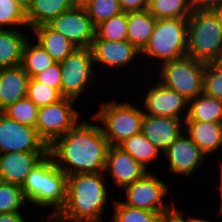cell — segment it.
Masks as SVG:
<instances>
[{
	"instance_id": "obj_1",
	"label": "cell",
	"mask_w": 222,
	"mask_h": 222,
	"mask_svg": "<svg viewBox=\"0 0 222 222\" xmlns=\"http://www.w3.org/2000/svg\"><path fill=\"white\" fill-rule=\"evenodd\" d=\"M81 122L48 147L55 165L67 176L105 171L110 144L100 126L85 119Z\"/></svg>"
},
{
	"instance_id": "obj_2",
	"label": "cell",
	"mask_w": 222,
	"mask_h": 222,
	"mask_svg": "<svg viewBox=\"0 0 222 222\" xmlns=\"http://www.w3.org/2000/svg\"><path fill=\"white\" fill-rule=\"evenodd\" d=\"M105 182L104 172L68 175L62 209L76 222H102L108 197Z\"/></svg>"
},
{
	"instance_id": "obj_3",
	"label": "cell",
	"mask_w": 222,
	"mask_h": 222,
	"mask_svg": "<svg viewBox=\"0 0 222 222\" xmlns=\"http://www.w3.org/2000/svg\"><path fill=\"white\" fill-rule=\"evenodd\" d=\"M21 188L30 204L62 209L66 202L67 175L47 154L26 176Z\"/></svg>"
},
{
	"instance_id": "obj_4",
	"label": "cell",
	"mask_w": 222,
	"mask_h": 222,
	"mask_svg": "<svg viewBox=\"0 0 222 222\" xmlns=\"http://www.w3.org/2000/svg\"><path fill=\"white\" fill-rule=\"evenodd\" d=\"M222 55V28L215 11L193 10L187 19V56L204 63Z\"/></svg>"
},
{
	"instance_id": "obj_5",
	"label": "cell",
	"mask_w": 222,
	"mask_h": 222,
	"mask_svg": "<svg viewBox=\"0 0 222 222\" xmlns=\"http://www.w3.org/2000/svg\"><path fill=\"white\" fill-rule=\"evenodd\" d=\"M150 60L173 61L187 55V19H157L148 44L141 51Z\"/></svg>"
},
{
	"instance_id": "obj_6",
	"label": "cell",
	"mask_w": 222,
	"mask_h": 222,
	"mask_svg": "<svg viewBox=\"0 0 222 222\" xmlns=\"http://www.w3.org/2000/svg\"><path fill=\"white\" fill-rule=\"evenodd\" d=\"M144 111L131 103L111 100L105 102L93 115V121L100 122L105 138L110 146H119L133 135L141 133Z\"/></svg>"
},
{
	"instance_id": "obj_7",
	"label": "cell",
	"mask_w": 222,
	"mask_h": 222,
	"mask_svg": "<svg viewBox=\"0 0 222 222\" xmlns=\"http://www.w3.org/2000/svg\"><path fill=\"white\" fill-rule=\"evenodd\" d=\"M205 65L206 63L187 55L165 62L159 65L161 81L158 82L190 101L203 93Z\"/></svg>"
},
{
	"instance_id": "obj_8",
	"label": "cell",
	"mask_w": 222,
	"mask_h": 222,
	"mask_svg": "<svg viewBox=\"0 0 222 222\" xmlns=\"http://www.w3.org/2000/svg\"><path fill=\"white\" fill-rule=\"evenodd\" d=\"M60 63L61 94L64 98L77 100L80 93L95 81L91 48H76Z\"/></svg>"
},
{
	"instance_id": "obj_9",
	"label": "cell",
	"mask_w": 222,
	"mask_h": 222,
	"mask_svg": "<svg viewBox=\"0 0 222 222\" xmlns=\"http://www.w3.org/2000/svg\"><path fill=\"white\" fill-rule=\"evenodd\" d=\"M75 103L76 100L63 98L39 108L35 128L48 147L78 123L79 112L74 109Z\"/></svg>"
},
{
	"instance_id": "obj_10",
	"label": "cell",
	"mask_w": 222,
	"mask_h": 222,
	"mask_svg": "<svg viewBox=\"0 0 222 222\" xmlns=\"http://www.w3.org/2000/svg\"><path fill=\"white\" fill-rule=\"evenodd\" d=\"M169 186L156 175L148 171L140 179L125 186L126 201L124 205L151 212L166 213L174 203L165 205L164 196L168 193Z\"/></svg>"
},
{
	"instance_id": "obj_11",
	"label": "cell",
	"mask_w": 222,
	"mask_h": 222,
	"mask_svg": "<svg viewBox=\"0 0 222 222\" xmlns=\"http://www.w3.org/2000/svg\"><path fill=\"white\" fill-rule=\"evenodd\" d=\"M7 152H48L35 127L21 124L0 111V154Z\"/></svg>"
},
{
	"instance_id": "obj_12",
	"label": "cell",
	"mask_w": 222,
	"mask_h": 222,
	"mask_svg": "<svg viewBox=\"0 0 222 222\" xmlns=\"http://www.w3.org/2000/svg\"><path fill=\"white\" fill-rule=\"evenodd\" d=\"M48 25L64 35L77 48H91L95 26L83 7H73L61 13Z\"/></svg>"
},
{
	"instance_id": "obj_13",
	"label": "cell",
	"mask_w": 222,
	"mask_h": 222,
	"mask_svg": "<svg viewBox=\"0 0 222 222\" xmlns=\"http://www.w3.org/2000/svg\"><path fill=\"white\" fill-rule=\"evenodd\" d=\"M144 98L143 106L145 108L143 107V109L147 110L144 114L178 119L183 117V120L187 117L189 101L177 91L163 86L160 82L148 89ZM184 114L185 116H183Z\"/></svg>"
},
{
	"instance_id": "obj_14",
	"label": "cell",
	"mask_w": 222,
	"mask_h": 222,
	"mask_svg": "<svg viewBox=\"0 0 222 222\" xmlns=\"http://www.w3.org/2000/svg\"><path fill=\"white\" fill-rule=\"evenodd\" d=\"M163 153L169 161L168 171L178 176H190L206 157L190 137L183 133Z\"/></svg>"
},
{
	"instance_id": "obj_15",
	"label": "cell",
	"mask_w": 222,
	"mask_h": 222,
	"mask_svg": "<svg viewBox=\"0 0 222 222\" xmlns=\"http://www.w3.org/2000/svg\"><path fill=\"white\" fill-rule=\"evenodd\" d=\"M148 170L119 146H110L107 153L105 174L120 189L140 179Z\"/></svg>"
},
{
	"instance_id": "obj_16",
	"label": "cell",
	"mask_w": 222,
	"mask_h": 222,
	"mask_svg": "<svg viewBox=\"0 0 222 222\" xmlns=\"http://www.w3.org/2000/svg\"><path fill=\"white\" fill-rule=\"evenodd\" d=\"M184 123L185 120L178 118L144 114L141 132L159 151L164 152L185 132L182 131Z\"/></svg>"
},
{
	"instance_id": "obj_17",
	"label": "cell",
	"mask_w": 222,
	"mask_h": 222,
	"mask_svg": "<svg viewBox=\"0 0 222 222\" xmlns=\"http://www.w3.org/2000/svg\"><path fill=\"white\" fill-rule=\"evenodd\" d=\"M94 64L105 65L112 69L122 68L129 63L134 62L139 51L128 40L126 41H108V40H93L91 46Z\"/></svg>"
},
{
	"instance_id": "obj_18",
	"label": "cell",
	"mask_w": 222,
	"mask_h": 222,
	"mask_svg": "<svg viewBox=\"0 0 222 222\" xmlns=\"http://www.w3.org/2000/svg\"><path fill=\"white\" fill-rule=\"evenodd\" d=\"M48 152H7L0 154V181L22 186L26 176Z\"/></svg>"
},
{
	"instance_id": "obj_19",
	"label": "cell",
	"mask_w": 222,
	"mask_h": 222,
	"mask_svg": "<svg viewBox=\"0 0 222 222\" xmlns=\"http://www.w3.org/2000/svg\"><path fill=\"white\" fill-rule=\"evenodd\" d=\"M29 79L21 65L0 69V111L27 97Z\"/></svg>"
},
{
	"instance_id": "obj_20",
	"label": "cell",
	"mask_w": 222,
	"mask_h": 222,
	"mask_svg": "<svg viewBox=\"0 0 222 222\" xmlns=\"http://www.w3.org/2000/svg\"><path fill=\"white\" fill-rule=\"evenodd\" d=\"M183 128L190 139L207 156L222 146V123L185 121Z\"/></svg>"
},
{
	"instance_id": "obj_21",
	"label": "cell",
	"mask_w": 222,
	"mask_h": 222,
	"mask_svg": "<svg viewBox=\"0 0 222 222\" xmlns=\"http://www.w3.org/2000/svg\"><path fill=\"white\" fill-rule=\"evenodd\" d=\"M37 42L56 61H63L77 47L64 35L53 30L48 24L32 29Z\"/></svg>"
},
{
	"instance_id": "obj_22",
	"label": "cell",
	"mask_w": 222,
	"mask_h": 222,
	"mask_svg": "<svg viewBox=\"0 0 222 222\" xmlns=\"http://www.w3.org/2000/svg\"><path fill=\"white\" fill-rule=\"evenodd\" d=\"M15 29H0V69L21 65L23 48L29 39Z\"/></svg>"
},
{
	"instance_id": "obj_23",
	"label": "cell",
	"mask_w": 222,
	"mask_h": 222,
	"mask_svg": "<svg viewBox=\"0 0 222 222\" xmlns=\"http://www.w3.org/2000/svg\"><path fill=\"white\" fill-rule=\"evenodd\" d=\"M156 20L148 10L127 12V40L139 51L148 44Z\"/></svg>"
},
{
	"instance_id": "obj_24",
	"label": "cell",
	"mask_w": 222,
	"mask_h": 222,
	"mask_svg": "<svg viewBox=\"0 0 222 222\" xmlns=\"http://www.w3.org/2000/svg\"><path fill=\"white\" fill-rule=\"evenodd\" d=\"M71 0H33L26 12V21L31 30L50 23L64 11L73 8Z\"/></svg>"
},
{
	"instance_id": "obj_25",
	"label": "cell",
	"mask_w": 222,
	"mask_h": 222,
	"mask_svg": "<svg viewBox=\"0 0 222 222\" xmlns=\"http://www.w3.org/2000/svg\"><path fill=\"white\" fill-rule=\"evenodd\" d=\"M185 121H207L222 123V100L204 92L188 102Z\"/></svg>"
},
{
	"instance_id": "obj_26",
	"label": "cell",
	"mask_w": 222,
	"mask_h": 222,
	"mask_svg": "<svg viewBox=\"0 0 222 222\" xmlns=\"http://www.w3.org/2000/svg\"><path fill=\"white\" fill-rule=\"evenodd\" d=\"M29 39L26 41L23 48L21 66L27 72L30 78L35 74L41 73L46 68L52 66L56 61L43 49L37 42L30 44Z\"/></svg>"
},
{
	"instance_id": "obj_27",
	"label": "cell",
	"mask_w": 222,
	"mask_h": 222,
	"mask_svg": "<svg viewBox=\"0 0 222 222\" xmlns=\"http://www.w3.org/2000/svg\"><path fill=\"white\" fill-rule=\"evenodd\" d=\"M119 147L130 154L147 169V164L156 159L160 151L141 133L123 141Z\"/></svg>"
},
{
	"instance_id": "obj_28",
	"label": "cell",
	"mask_w": 222,
	"mask_h": 222,
	"mask_svg": "<svg viewBox=\"0 0 222 222\" xmlns=\"http://www.w3.org/2000/svg\"><path fill=\"white\" fill-rule=\"evenodd\" d=\"M147 10L156 19H188L193 11L190 0H156Z\"/></svg>"
},
{
	"instance_id": "obj_29",
	"label": "cell",
	"mask_w": 222,
	"mask_h": 222,
	"mask_svg": "<svg viewBox=\"0 0 222 222\" xmlns=\"http://www.w3.org/2000/svg\"><path fill=\"white\" fill-rule=\"evenodd\" d=\"M94 40L126 41L127 12H122L97 25Z\"/></svg>"
},
{
	"instance_id": "obj_30",
	"label": "cell",
	"mask_w": 222,
	"mask_h": 222,
	"mask_svg": "<svg viewBox=\"0 0 222 222\" xmlns=\"http://www.w3.org/2000/svg\"><path fill=\"white\" fill-rule=\"evenodd\" d=\"M26 202L21 186L0 181V214L20 213Z\"/></svg>"
},
{
	"instance_id": "obj_31",
	"label": "cell",
	"mask_w": 222,
	"mask_h": 222,
	"mask_svg": "<svg viewBox=\"0 0 222 222\" xmlns=\"http://www.w3.org/2000/svg\"><path fill=\"white\" fill-rule=\"evenodd\" d=\"M39 108L28 98L8 105L1 112L21 124L35 127Z\"/></svg>"
},
{
	"instance_id": "obj_32",
	"label": "cell",
	"mask_w": 222,
	"mask_h": 222,
	"mask_svg": "<svg viewBox=\"0 0 222 222\" xmlns=\"http://www.w3.org/2000/svg\"><path fill=\"white\" fill-rule=\"evenodd\" d=\"M84 8L95 27L123 12L119 0H91Z\"/></svg>"
},
{
	"instance_id": "obj_33",
	"label": "cell",
	"mask_w": 222,
	"mask_h": 222,
	"mask_svg": "<svg viewBox=\"0 0 222 222\" xmlns=\"http://www.w3.org/2000/svg\"><path fill=\"white\" fill-rule=\"evenodd\" d=\"M113 205V222H158L161 216V213L132 208L117 200Z\"/></svg>"
},
{
	"instance_id": "obj_34",
	"label": "cell",
	"mask_w": 222,
	"mask_h": 222,
	"mask_svg": "<svg viewBox=\"0 0 222 222\" xmlns=\"http://www.w3.org/2000/svg\"><path fill=\"white\" fill-rule=\"evenodd\" d=\"M27 97L38 108L57 103L64 98L58 89L34 81L32 78L28 81Z\"/></svg>"
},
{
	"instance_id": "obj_35",
	"label": "cell",
	"mask_w": 222,
	"mask_h": 222,
	"mask_svg": "<svg viewBox=\"0 0 222 222\" xmlns=\"http://www.w3.org/2000/svg\"><path fill=\"white\" fill-rule=\"evenodd\" d=\"M4 27H25L27 25L26 12L15 2V0H0V29Z\"/></svg>"
},
{
	"instance_id": "obj_36",
	"label": "cell",
	"mask_w": 222,
	"mask_h": 222,
	"mask_svg": "<svg viewBox=\"0 0 222 222\" xmlns=\"http://www.w3.org/2000/svg\"><path fill=\"white\" fill-rule=\"evenodd\" d=\"M203 92L222 100V67L217 62L205 65Z\"/></svg>"
},
{
	"instance_id": "obj_37",
	"label": "cell",
	"mask_w": 222,
	"mask_h": 222,
	"mask_svg": "<svg viewBox=\"0 0 222 222\" xmlns=\"http://www.w3.org/2000/svg\"><path fill=\"white\" fill-rule=\"evenodd\" d=\"M61 71L60 63L56 62L52 66L46 68L41 73L35 74L32 79L34 81L43 83L61 92Z\"/></svg>"
},
{
	"instance_id": "obj_38",
	"label": "cell",
	"mask_w": 222,
	"mask_h": 222,
	"mask_svg": "<svg viewBox=\"0 0 222 222\" xmlns=\"http://www.w3.org/2000/svg\"><path fill=\"white\" fill-rule=\"evenodd\" d=\"M192 10L215 11L222 7V0H190Z\"/></svg>"
},
{
	"instance_id": "obj_39",
	"label": "cell",
	"mask_w": 222,
	"mask_h": 222,
	"mask_svg": "<svg viewBox=\"0 0 222 222\" xmlns=\"http://www.w3.org/2000/svg\"><path fill=\"white\" fill-rule=\"evenodd\" d=\"M123 12L145 10V0H119Z\"/></svg>"
},
{
	"instance_id": "obj_40",
	"label": "cell",
	"mask_w": 222,
	"mask_h": 222,
	"mask_svg": "<svg viewBox=\"0 0 222 222\" xmlns=\"http://www.w3.org/2000/svg\"><path fill=\"white\" fill-rule=\"evenodd\" d=\"M182 214L183 212L174 206L169 212L161 214L158 222H186Z\"/></svg>"
},
{
	"instance_id": "obj_41",
	"label": "cell",
	"mask_w": 222,
	"mask_h": 222,
	"mask_svg": "<svg viewBox=\"0 0 222 222\" xmlns=\"http://www.w3.org/2000/svg\"><path fill=\"white\" fill-rule=\"evenodd\" d=\"M48 218H50L51 220L45 222H76L63 209L53 210Z\"/></svg>"
},
{
	"instance_id": "obj_42",
	"label": "cell",
	"mask_w": 222,
	"mask_h": 222,
	"mask_svg": "<svg viewBox=\"0 0 222 222\" xmlns=\"http://www.w3.org/2000/svg\"><path fill=\"white\" fill-rule=\"evenodd\" d=\"M0 222H26L20 213L0 214Z\"/></svg>"
},
{
	"instance_id": "obj_43",
	"label": "cell",
	"mask_w": 222,
	"mask_h": 222,
	"mask_svg": "<svg viewBox=\"0 0 222 222\" xmlns=\"http://www.w3.org/2000/svg\"><path fill=\"white\" fill-rule=\"evenodd\" d=\"M33 0H15V2L25 11L30 8Z\"/></svg>"
},
{
	"instance_id": "obj_44",
	"label": "cell",
	"mask_w": 222,
	"mask_h": 222,
	"mask_svg": "<svg viewBox=\"0 0 222 222\" xmlns=\"http://www.w3.org/2000/svg\"><path fill=\"white\" fill-rule=\"evenodd\" d=\"M74 7H85L91 0H71Z\"/></svg>"
},
{
	"instance_id": "obj_45",
	"label": "cell",
	"mask_w": 222,
	"mask_h": 222,
	"mask_svg": "<svg viewBox=\"0 0 222 222\" xmlns=\"http://www.w3.org/2000/svg\"><path fill=\"white\" fill-rule=\"evenodd\" d=\"M186 222H211L210 220L208 221L207 219H201L200 217L197 218V217H188L186 219Z\"/></svg>"
},
{
	"instance_id": "obj_46",
	"label": "cell",
	"mask_w": 222,
	"mask_h": 222,
	"mask_svg": "<svg viewBox=\"0 0 222 222\" xmlns=\"http://www.w3.org/2000/svg\"><path fill=\"white\" fill-rule=\"evenodd\" d=\"M221 171H220V196H221V205H220V209H219V215H222V164H221Z\"/></svg>"
},
{
	"instance_id": "obj_47",
	"label": "cell",
	"mask_w": 222,
	"mask_h": 222,
	"mask_svg": "<svg viewBox=\"0 0 222 222\" xmlns=\"http://www.w3.org/2000/svg\"><path fill=\"white\" fill-rule=\"evenodd\" d=\"M219 20H220V24H221V28H222V7L218 8L217 10H215Z\"/></svg>"
},
{
	"instance_id": "obj_48",
	"label": "cell",
	"mask_w": 222,
	"mask_h": 222,
	"mask_svg": "<svg viewBox=\"0 0 222 222\" xmlns=\"http://www.w3.org/2000/svg\"><path fill=\"white\" fill-rule=\"evenodd\" d=\"M156 0H145V10H147L150 5L155 2Z\"/></svg>"
},
{
	"instance_id": "obj_49",
	"label": "cell",
	"mask_w": 222,
	"mask_h": 222,
	"mask_svg": "<svg viewBox=\"0 0 222 222\" xmlns=\"http://www.w3.org/2000/svg\"><path fill=\"white\" fill-rule=\"evenodd\" d=\"M217 63L222 67V55H221L220 59L217 61Z\"/></svg>"
}]
</instances>
